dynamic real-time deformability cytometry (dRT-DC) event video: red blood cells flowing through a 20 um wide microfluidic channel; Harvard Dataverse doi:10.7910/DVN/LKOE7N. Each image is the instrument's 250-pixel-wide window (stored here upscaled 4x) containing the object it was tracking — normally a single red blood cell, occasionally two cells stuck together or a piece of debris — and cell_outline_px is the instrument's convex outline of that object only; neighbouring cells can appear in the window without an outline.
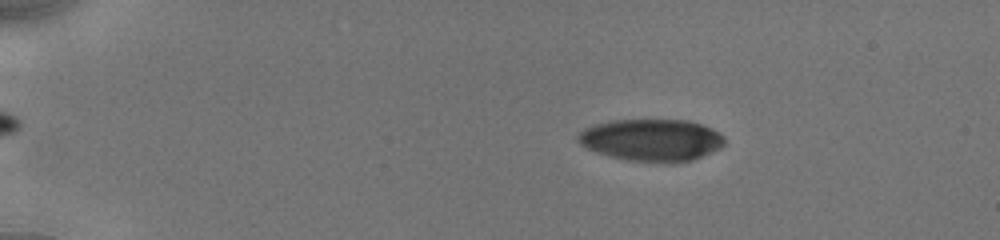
{"species": "human", "species_latin": "Homo sapiens", "temperature_condition": "cold", "stored_images_in_passage": 14, "camera_frame_rate_fps": 3000, "um_per_image_px": 0.085, "donor": {"sex": "male"}, "frame": {"image": 1, "passage_image": 6, "time_ms": 3.0, "image_size_px": [1000, 240], "cell_outline_px": [[724, 144], [720, 148], [692, 160], [676, 164], [672, 164], [628, 160], [612, 156], [588, 148], [580, 144], [576, 140], [576, 136], [584, 128], [596, 124], [612, 120], [688, 120], [712, 128], [720, 132], [724, 136]], "centroid_in_image_um": [55.41, 11.91], "position_along_channel_um": 29.6, "area_um2": 36.07}}
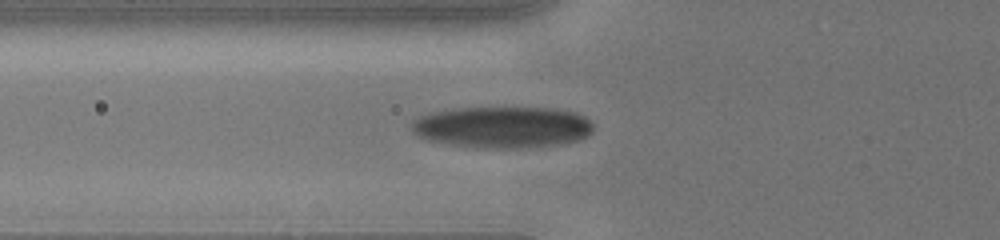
{"frame": {"image": 2, "passage_image": 11, "time_ms": 6.667, "image_size_px": [1000, 240], "cell_outline_px": [[592, 132], [588, 136], [580, 140], [564, 144], [508, 148], [484, 148], [452, 144], [428, 140], [416, 136], [412, 132], [412, 120], [416, 116], [432, 112], [452, 108], [552, 108], [576, 112], [584, 116], [592, 124]], "centroid_in_image_um": [42.69, 10.8], "position_along_channel_um": 83.1, "area_um2": 44.1}}
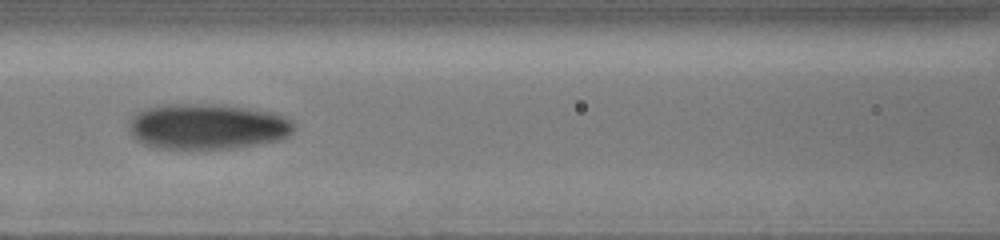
{"frame": {"image": 3, "passage_image": 13, "time_ms": 8.333, "image_size_px": [1000, 240], "cell_outline_px": [[296, 128], [288, 136], [276, 140], [256, 144], [232, 148], [156, 148], [144, 144], [136, 140], [132, 136], [128, 128], [128, 120], [136, 112], [144, 108], [160, 104], [212, 104], [248, 108], [272, 112], [284, 116], [292, 120]], "centroid_in_image_um": [17.57, 10.74], "position_along_channel_um": 149.0, "area_um2": 44.04}}